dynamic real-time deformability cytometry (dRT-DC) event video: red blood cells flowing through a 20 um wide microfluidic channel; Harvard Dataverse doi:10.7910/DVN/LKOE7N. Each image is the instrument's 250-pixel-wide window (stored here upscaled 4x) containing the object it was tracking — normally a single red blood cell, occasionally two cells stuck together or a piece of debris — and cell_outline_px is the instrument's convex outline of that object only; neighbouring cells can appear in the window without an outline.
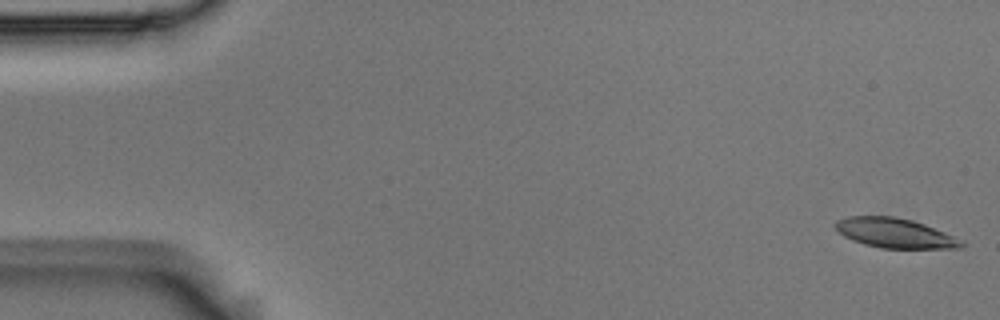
{"species": "Egyptian fruit bat (a non-hibernating species)", "species_latin": "Rousettus aegyptiacus", "temperature_condition": "room temperature", "stored_images_in_passage": 4, "camera_frame_rate_fps": 3000, "um_per_image_px": 0.085, "animal": {"sex": "male"}, "frame": {"image": 1, "passage_image": 1, "time_ms": 0.0, "image_size_px": [1000, 320], "cell_outline_px": [[968, 244], [960, 248], [880, 248], [864, 244], [852, 240], [844, 236], [832, 224], [836, 220], [848, 216], [892, 216], [912, 220], [924, 224], [964, 240]], "centroid_in_image_um": [76.08, 19.81], "position_along_channel_um": 8.9, "area_um2": 21.91}}